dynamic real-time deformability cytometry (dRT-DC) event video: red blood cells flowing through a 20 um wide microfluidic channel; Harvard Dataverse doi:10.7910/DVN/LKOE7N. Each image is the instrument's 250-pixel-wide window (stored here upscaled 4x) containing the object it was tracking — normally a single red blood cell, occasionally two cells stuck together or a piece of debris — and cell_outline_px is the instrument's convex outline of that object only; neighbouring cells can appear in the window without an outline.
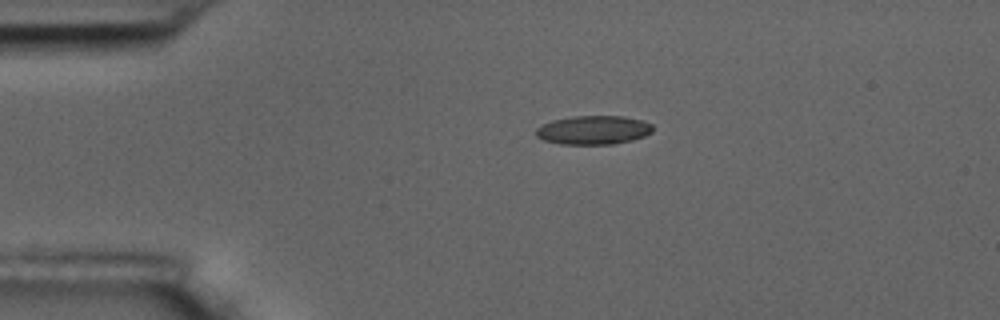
{"species": "common noctule bat (a hibernating species)", "species_latin": "Nyctalus noctula", "temperature_condition": "room temperature", "stored_images_in_passage": 46, "camera_frame_rate_fps": 3000, "um_per_image_px": 0.085, "animal": {"sex": "male", "body_mass_g": 17.5, "forearm_length_mm": 52.3}, "frame": {"image": 1, "passage_image": 1, "time_ms": 0.0, "image_size_px": [1000, 320], "cell_outline_px": [[652, 132], [644, 136], [632, 140], [612, 144], [560, 144], [544, 140], [536, 136], [536, 128], [552, 120], [572, 116], [624, 116], [644, 120], [652, 124]], "centroid_in_image_um": [50.45, 11.05], "position_along_channel_um": 34.5, "area_um2": 19.65}}
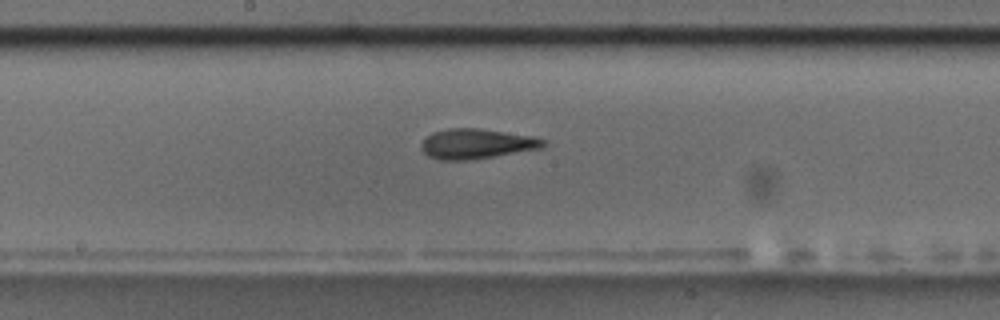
{"frame": {"image": 2, "passage_image": 19, "time_ms": 6.0, "image_size_px": [1000, 320], "cell_outline_px": [[548, 144], [544, 148], [492, 156], [464, 160], [440, 160], [428, 156], [420, 148], [420, 144], [432, 132], [448, 128], [476, 128], [532, 136], [544, 140]], "centroid_in_image_um": [40.5, 12.22], "position_along_channel_um": 207.7, "area_um2": 21.15}}
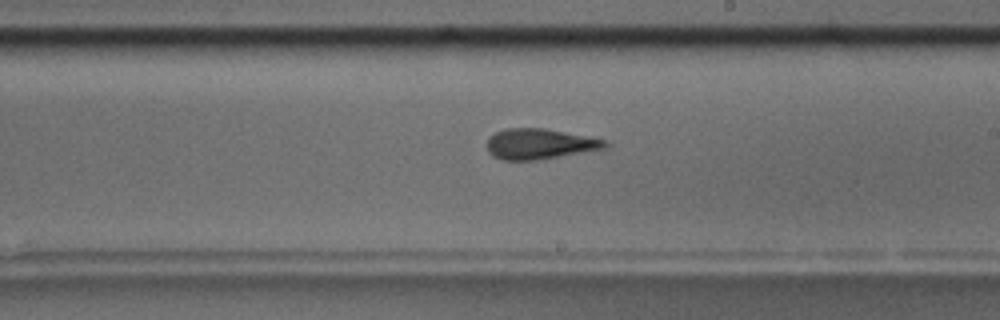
{"frame": {"image": 3, "passage_image": 22, "time_ms": 7.0, "image_size_px": [1000, 320], "cell_outline_px": [[612, 144], [608, 148], [540, 160], [504, 160], [492, 156], [488, 152], [488, 140], [496, 132], [504, 128], [544, 128], [604, 140]], "centroid_in_image_um": [45.89, 12.25], "position_along_channel_um": 243.1, "area_um2": 20.98}, "authors_computed_cell_mechanics": {"area_um2": 20.9814, "velocity_mm_per_s": 3.5512, "shape_relaxation_time_tau1_ms": 3.3281, "shape_relaxation_time_tau2_ms": 3.2587, "deformation_change_tau1": 0.1174, "deformation_change_tau2": 0.1629}}